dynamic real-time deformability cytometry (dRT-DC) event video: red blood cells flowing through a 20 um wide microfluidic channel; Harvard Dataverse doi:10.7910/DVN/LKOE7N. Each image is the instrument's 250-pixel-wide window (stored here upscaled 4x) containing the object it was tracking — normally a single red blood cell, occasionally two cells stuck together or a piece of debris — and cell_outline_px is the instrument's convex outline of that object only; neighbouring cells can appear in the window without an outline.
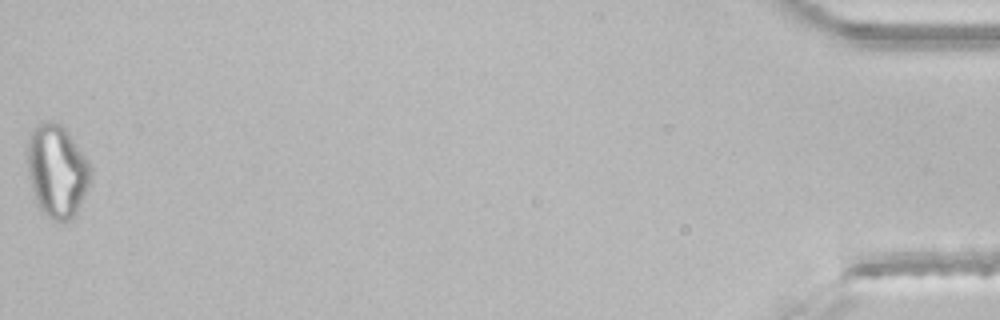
{"species": "common noctule bat (a hibernating species)", "species_latin": "Nyctalus noctula", "temperature_condition": "room temperature", "stored_images_in_passage": 47, "segment_of_instrument_passage": [2, 2], "camera_frame_rate_fps": 3000, "um_per_image_px": 0.085, "animal": {"sex": "male", "body_mass_g": 21.5, "forearm_length_mm": 52.0}, "frame": {"image": 1, "passage_image": 47, "time_ms": 15.333, "image_size_px": [1000, 320], "cell_outline_px": [[92, 176], [76, 212], [68, 220], [52, 220], [40, 208], [32, 192], [28, 176], [28, 144], [32, 128], [36, 124], [44, 120], [48, 120], [60, 124], [68, 132], [88, 160], [92, 172]], "centroid_in_image_um": [4.83, 14.49], "position_along_channel_um": 430.4, "area_um2": 33.81}}